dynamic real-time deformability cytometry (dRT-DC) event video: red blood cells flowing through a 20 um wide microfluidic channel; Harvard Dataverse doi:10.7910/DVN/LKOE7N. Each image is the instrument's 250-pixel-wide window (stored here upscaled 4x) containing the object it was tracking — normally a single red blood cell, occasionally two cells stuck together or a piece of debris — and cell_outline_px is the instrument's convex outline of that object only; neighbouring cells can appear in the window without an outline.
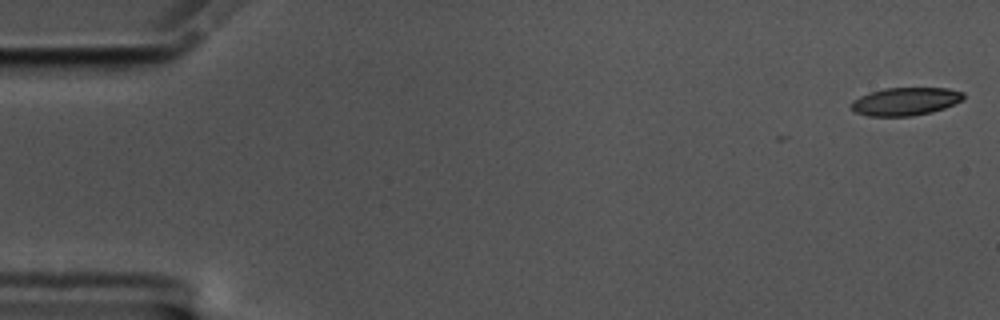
{"species": "common noctule bat (a hibernating species)", "species_latin": "Nyctalus noctula", "temperature_condition": "cold", "stored_images_in_passage": 10, "camera_frame_rate_fps": 3000, "um_per_image_px": 0.085, "animal": {"sex": "male", "body_mass_g": 17.5, "forearm_length_mm": 52.3}, "frame": {"image": 1, "passage_image": 1, "time_ms": 0.0, "image_size_px": [1000, 320], "cell_outline_px": [[964, 100], [944, 108], [932, 112], [912, 116], [868, 116], [856, 112], [848, 104], [852, 100], [868, 92], [884, 88], [948, 88], [964, 92]], "centroid_in_image_um": [76.95, 8.62], "position_along_channel_um": 8.0, "area_um2": 18.5}}